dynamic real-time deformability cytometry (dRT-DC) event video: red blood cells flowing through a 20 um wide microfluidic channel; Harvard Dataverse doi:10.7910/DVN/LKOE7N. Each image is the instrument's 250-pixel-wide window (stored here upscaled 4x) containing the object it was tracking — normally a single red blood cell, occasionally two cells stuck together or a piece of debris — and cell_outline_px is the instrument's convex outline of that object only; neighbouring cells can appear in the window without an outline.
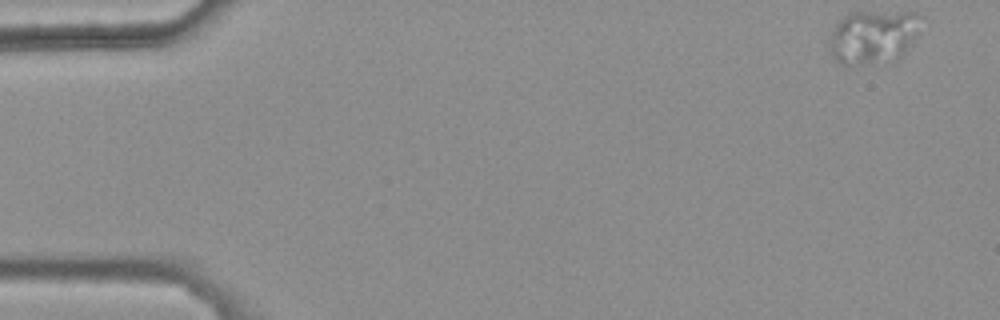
{"species": "common noctule bat (a hibernating species)", "species_latin": "Nyctalus noctula", "temperature_condition": "warm", "stored_images_in_passage": 48, "camera_frame_rate_fps": 3000, "um_per_image_px": 0.085, "animal": {"sex": "female", "body_mass_g": 25.1}, "frame": {"image": 1, "passage_image": 1, "time_ms": 0.0, "image_size_px": [1000, 320], "cell_outline_px": [[924, 16], [916, 32], [896, 64], [848, 68], [844, 68], [832, 56], [828, 48], [828, 40], [836, 24], [848, 12], [916, 12]], "centroid_in_image_um": [74.17, 3.22], "position_along_channel_um": 10.8, "area_um2": 29.94}}
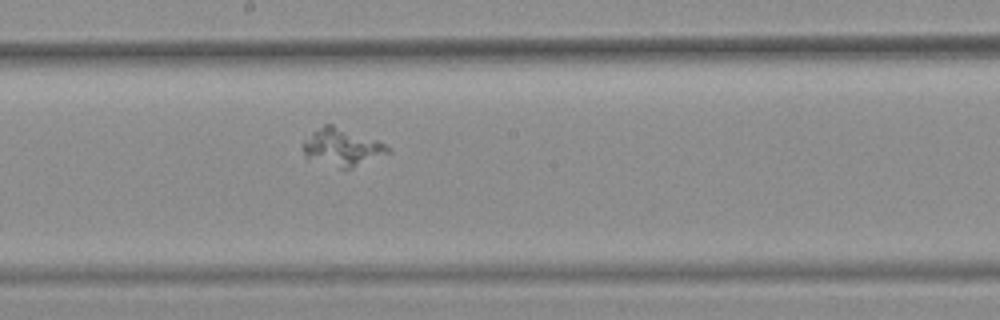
{"frame": {"image": 2, "passage_image": 28, "time_ms": 9.0, "image_size_px": [1000, 320], "cell_outline_px": [[392, 152], [352, 168], [340, 168], [304, 156], [300, 144], [312, 132], [324, 124], [332, 124], [376, 140], [384, 144]], "centroid_in_image_um": [29.04, 12.51], "position_along_channel_um": 219.2, "area_um2": 18.32}}
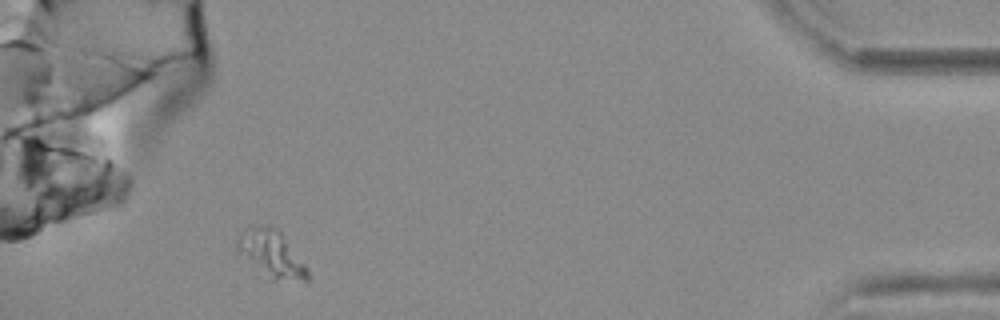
{"frame": {"image": 3, "passage_image": 48, "time_ms": 15.667, "image_size_px": [1000, 320], "cell_outline_px": [[308, 280], [276, 280], [236, 252], [236, 240], [240, 232], [252, 224], [268, 224], [276, 228], [280, 232], [308, 268]], "centroid_in_image_um": [23.03, 21.49], "position_along_channel_um": 412.2, "area_um2": 18.84}}